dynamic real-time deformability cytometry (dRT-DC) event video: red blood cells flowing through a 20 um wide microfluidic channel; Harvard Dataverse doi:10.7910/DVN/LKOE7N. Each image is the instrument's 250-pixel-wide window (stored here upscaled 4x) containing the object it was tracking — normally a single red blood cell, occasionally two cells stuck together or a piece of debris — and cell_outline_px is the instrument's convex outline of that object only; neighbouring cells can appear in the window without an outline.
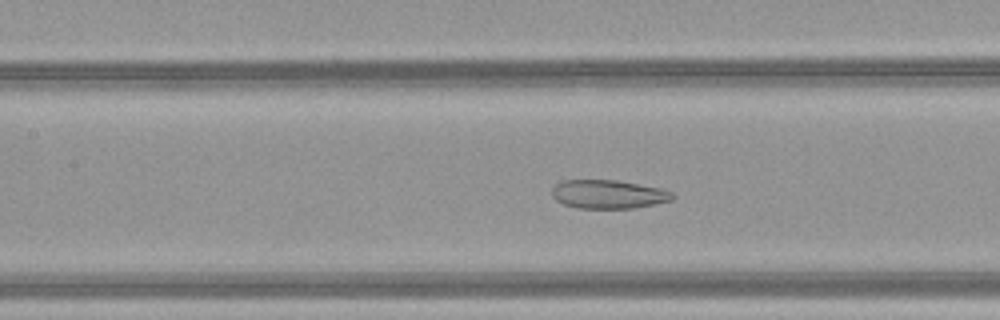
{"species": "common noctule bat (a hibernating species)", "species_latin": "Nyctalus noctula", "temperature_condition": "warm", "stored_images_in_passage": 45, "camera_frame_rate_fps": 3000, "um_per_image_px": 0.085, "animal": {"sex": "female", "body_mass_g": 21.9}, "frame": {"image": 1, "passage_image": 19, "time_ms": 6.0, "image_size_px": [1000, 320], "cell_outline_px": [[676, 196], [672, 200], [656, 204], [632, 208], [580, 208], [564, 204], [556, 200], [552, 196], [552, 188], [556, 184], [564, 180], [616, 180], [660, 188], [672, 192]], "centroid_in_image_um": [51.72, 16.51], "position_along_channel_um": 155.7, "area_um2": 20.06}}
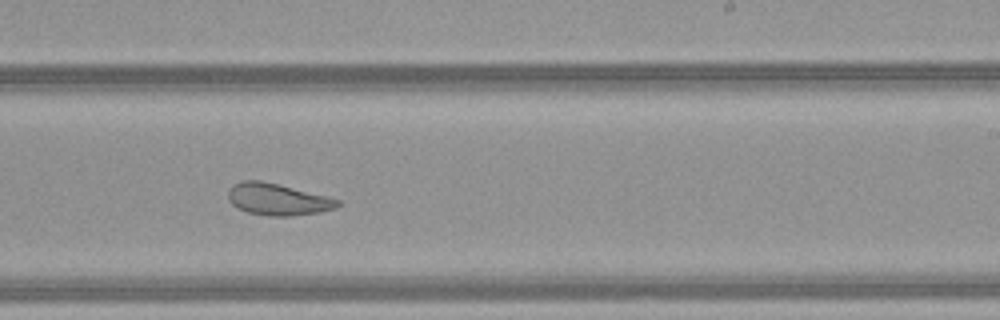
{"frame": {"image": 2, "passage_image": 27, "time_ms": 8.667, "image_size_px": [1000, 320], "cell_outline_px": [[340, 204], [336, 208], [320, 212], [292, 216], [268, 216], [248, 212], [232, 204], [228, 200], [228, 188], [232, 184], [240, 180], [260, 180], [280, 184], [328, 196], [340, 200]], "centroid_in_image_um": [23.6, 16.93], "position_along_channel_um": 265.4, "area_um2": 20.52}}
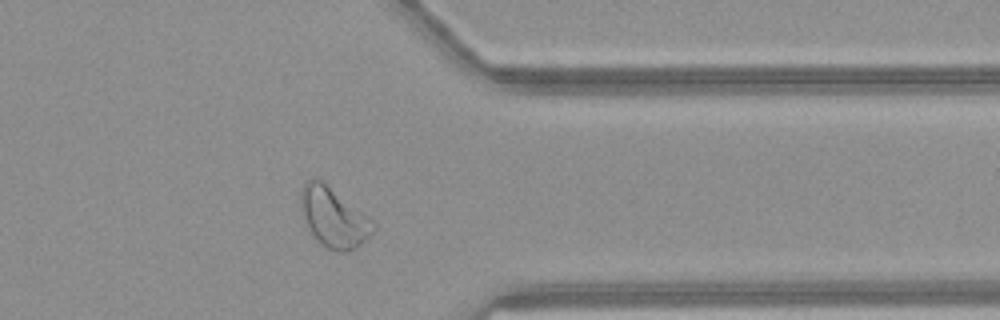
{"frame": {"image": 3, "passage_image": 36, "time_ms": 11.667, "image_size_px": [1000, 320], "cell_outline_px": [[376, 228], [356, 248], [348, 252], [340, 252], [328, 248], [316, 240], [300, 212], [300, 188], [312, 176], [316, 176], [368, 216], [376, 224]], "centroid_in_image_um": [28.32, 18.45], "position_along_channel_um": 383.1, "area_um2": 25.14}, "authors_computed_cell_mechanics": {"area_um2": 25.8944, "velocity_mm_per_s": 4.1269, "shape_relaxation_time_tau1_ms": null, "shape_relaxation_time_tau2_ms": 1.8418, "deformation_change_tau1": null, "deformation_change_tau2": 0.0922}}